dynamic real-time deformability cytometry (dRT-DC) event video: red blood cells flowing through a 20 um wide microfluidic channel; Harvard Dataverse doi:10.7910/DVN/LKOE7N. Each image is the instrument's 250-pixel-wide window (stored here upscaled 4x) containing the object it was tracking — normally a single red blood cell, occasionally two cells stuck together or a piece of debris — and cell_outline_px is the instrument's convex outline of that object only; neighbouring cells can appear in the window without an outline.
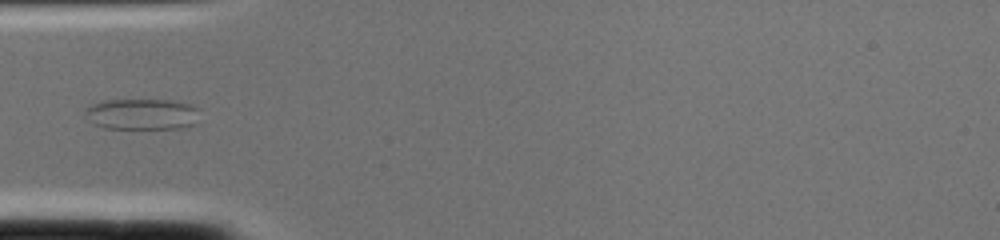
{"species": "common noctule bat (a hibernating species)", "species_latin": "Nyctalus noctula", "temperature_condition": "cold", "stored_images_in_passage": 2, "camera_frame_rate_fps": 3000, "um_per_image_px": 0.085, "animal": {"sex": "female", "body_mass_g": 22.0, "forearm_length_mm": 56.7}, "frame": {"image": 1, "passage_image": 2, "time_ms": 0.333, "image_size_px": [1000, 240], "cell_outline_px": [[200, 108], [196, 124], [184, 128], [104, 128], [92, 124], [84, 112], [84, 108], [100, 100], [172, 100], [188, 104]], "centroid_in_image_um": [12.07, 9.7], "position_along_channel_um": 72.9, "area_um2": 20.98}}